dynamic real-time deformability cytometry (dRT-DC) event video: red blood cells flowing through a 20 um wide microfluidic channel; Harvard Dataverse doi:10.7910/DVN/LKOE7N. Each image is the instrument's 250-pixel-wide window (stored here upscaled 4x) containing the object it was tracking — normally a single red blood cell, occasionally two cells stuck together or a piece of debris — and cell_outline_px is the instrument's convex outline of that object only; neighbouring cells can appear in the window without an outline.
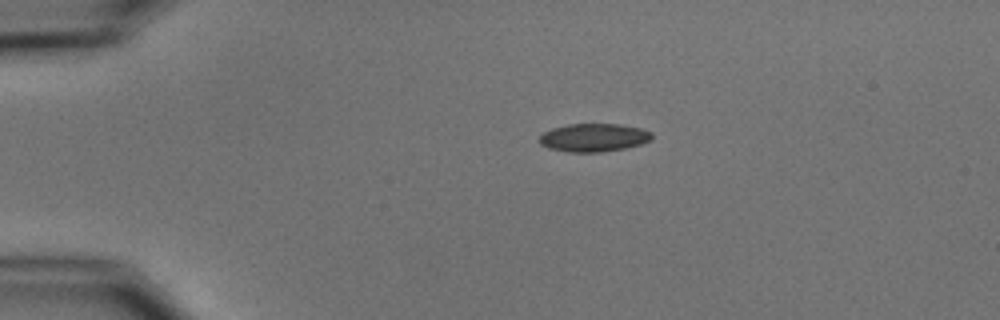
{"species": "common noctule bat (a hibernating species)", "species_latin": "Nyctalus noctula", "temperature_condition": "cold", "stored_images_in_passage": 3, "camera_frame_rate_fps": 3000, "um_per_image_px": 0.085, "animal": {"sex": "male", "body_mass_g": 15.6}, "frame": {"image": 1, "passage_image": 1, "time_ms": 0.0, "image_size_px": [1000, 320], "cell_outline_px": [[652, 140], [640, 144], [624, 148], [604, 152], [568, 152], [548, 148], [540, 144], [540, 136], [544, 132], [552, 128], [568, 124], [620, 124], [640, 128], [652, 132]], "centroid_in_image_um": [50.47, 11.69], "position_along_channel_um": 34.5, "area_um2": 18.5}}
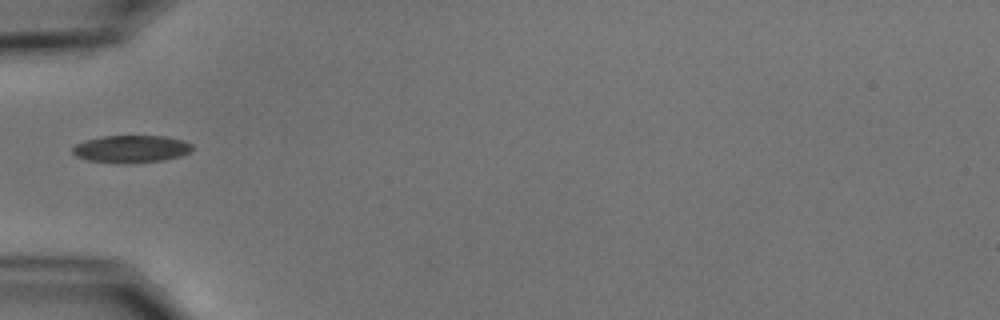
{"frame": {"image": 2, "passage_image": 3, "time_ms": 2.333, "image_size_px": [1000, 320], "cell_outline_px": [[192, 148], [188, 152], [180, 156], [164, 160], [88, 160], [76, 156], [72, 152], [72, 148], [76, 144], [84, 140], [104, 136], [164, 136], [184, 140], [192, 144]], "centroid_in_image_um": [11.17, 12.6], "position_along_channel_um": 73.8, "area_um2": 18.03}}